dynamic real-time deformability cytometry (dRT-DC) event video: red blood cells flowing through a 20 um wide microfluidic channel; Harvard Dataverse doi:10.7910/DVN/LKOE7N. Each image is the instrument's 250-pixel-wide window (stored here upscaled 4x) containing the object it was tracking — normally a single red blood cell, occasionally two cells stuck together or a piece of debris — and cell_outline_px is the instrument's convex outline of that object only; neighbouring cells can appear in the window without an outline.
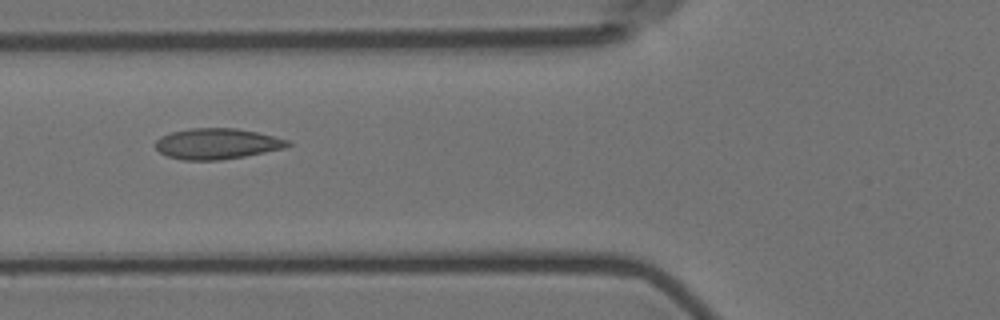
{"species": "Egyptian fruit bat (a non-hibernating species)", "species_latin": "Rousettus aegyptiacus", "temperature_condition": "room temperature", "stored_images_in_passage": 11, "camera_frame_rate_fps": 3000, "um_per_image_px": 0.085, "animal": {"sex": "female"}, "frame": {"image": 1, "passage_image": 4, "time_ms": 4.333, "image_size_px": [1000, 320], "cell_outline_px": [[292, 144], [284, 148], [244, 156], [220, 160], [180, 160], [168, 156], [160, 152], [156, 148], [156, 140], [160, 136], [172, 132], [192, 128], [236, 128], [256, 132], [288, 140]], "centroid_in_image_um": [18.42, 12.22], "position_along_channel_um": 107.4, "area_um2": 23.52}}
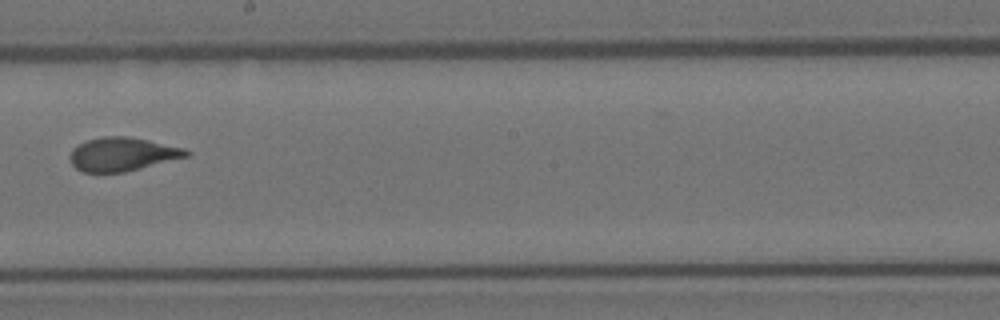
{"frame": {"image": 2, "passage_image": 7, "time_ms": 8.0, "image_size_px": [1000, 320], "cell_outline_px": [[192, 152], [188, 156], [124, 172], [84, 172], [76, 168], [72, 164], [68, 156], [72, 148], [88, 140], [104, 136], [128, 136], [148, 140], [184, 148]], "centroid_in_image_um": [10.38, 13.1], "position_along_channel_um": 237.8, "area_um2": 22.6}}
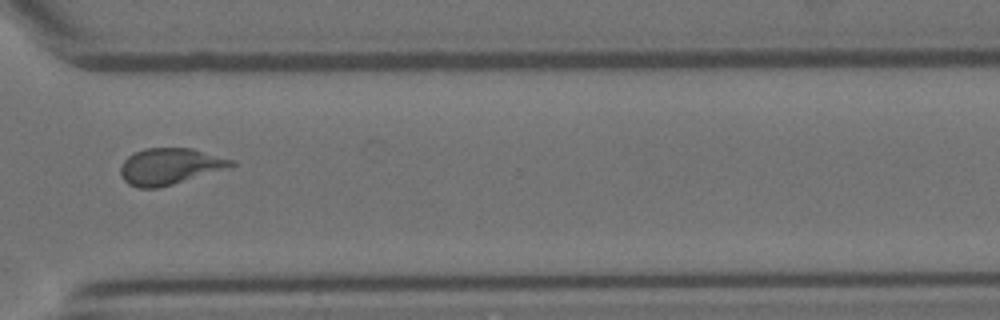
{"frame": {"image": 3, "passage_image": 10, "time_ms": 11.333, "image_size_px": [1000, 320], "cell_outline_px": [[236, 164], [224, 168], [160, 188], [140, 188], [128, 184], [120, 176], [120, 168], [124, 160], [132, 152], [144, 148], [192, 148], [236, 160]], "centroid_in_image_um": [14.38, 14.12], "position_along_channel_um": 356.2, "area_um2": 23.35}, "authors_computed_cell_mechanics": {"area_um2": 23.3512, "velocity_mm_per_s": 3.5651, "shape_relaxation_time_tau1_ms": null, "shape_relaxation_time_tau2_ms": 0.7822, "deformation_change_tau1": null, "deformation_change_tau2": 0.0395}}